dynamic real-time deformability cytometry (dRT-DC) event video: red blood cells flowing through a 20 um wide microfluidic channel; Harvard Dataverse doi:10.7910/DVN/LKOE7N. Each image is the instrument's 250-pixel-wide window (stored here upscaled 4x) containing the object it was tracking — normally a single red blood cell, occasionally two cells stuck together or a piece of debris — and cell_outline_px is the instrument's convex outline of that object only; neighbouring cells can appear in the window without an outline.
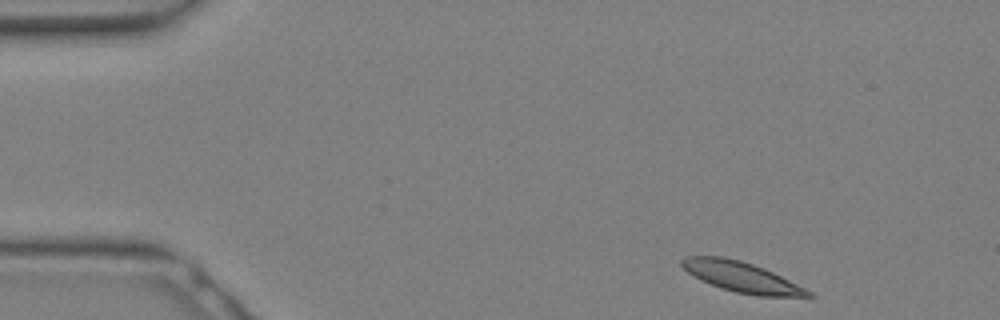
{"species": "Egyptian fruit bat (a non-hibernating species)", "species_latin": "Rousettus aegyptiacus", "temperature_condition": "warm", "stored_images_in_passage": 16, "camera_frame_rate_fps": 3000, "um_per_image_px": 0.085, "animal": {"sex": "female"}, "frame": {"image": 1, "passage_image": 1, "time_ms": 0.0, "image_size_px": [1000, 320], "cell_outline_px": [[816, 296], [756, 296], [736, 292], [720, 288], [700, 280], [688, 272], [680, 264], [680, 260], [684, 256], [724, 256], [740, 260], [764, 268], [812, 292]], "centroid_in_image_um": [62.97, 23.53], "position_along_channel_um": 22.0, "area_um2": 22.14}}
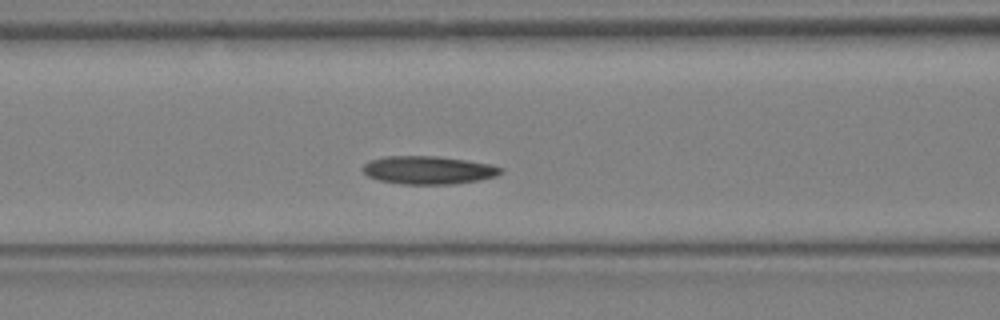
{"frame": {"image": 2, "passage_image": 10, "time_ms": 3.0, "image_size_px": [1000, 320], "cell_outline_px": [[504, 168], [496, 176], [480, 180], [452, 184], [400, 184], [380, 180], [368, 176], [364, 172], [364, 164], [372, 160], [384, 156], [436, 156], [464, 160], [488, 164]], "centroid_in_image_um": [36.41, 14.46], "position_along_channel_um": 130.2, "area_um2": 22.31}}
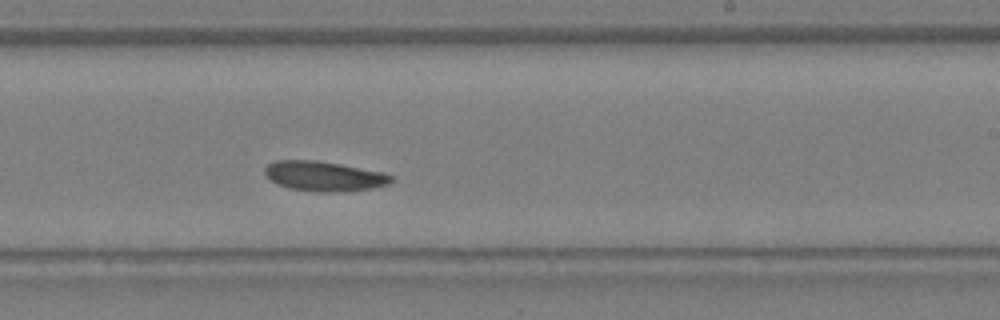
{"frame": {"image": 3, "passage_image": 16, "time_ms": 5.0, "image_size_px": [1000, 320], "cell_outline_px": [[396, 180], [388, 184], [372, 188], [332, 192], [320, 192], [288, 188], [276, 184], [264, 176], [264, 168], [268, 164], [276, 160], [316, 160], [340, 164], [384, 172], [392, 176]], "centroid_in_image_um": [27.52, 14.97], "position_along_channel_um": 261.5, "area_um2": 22.14}}